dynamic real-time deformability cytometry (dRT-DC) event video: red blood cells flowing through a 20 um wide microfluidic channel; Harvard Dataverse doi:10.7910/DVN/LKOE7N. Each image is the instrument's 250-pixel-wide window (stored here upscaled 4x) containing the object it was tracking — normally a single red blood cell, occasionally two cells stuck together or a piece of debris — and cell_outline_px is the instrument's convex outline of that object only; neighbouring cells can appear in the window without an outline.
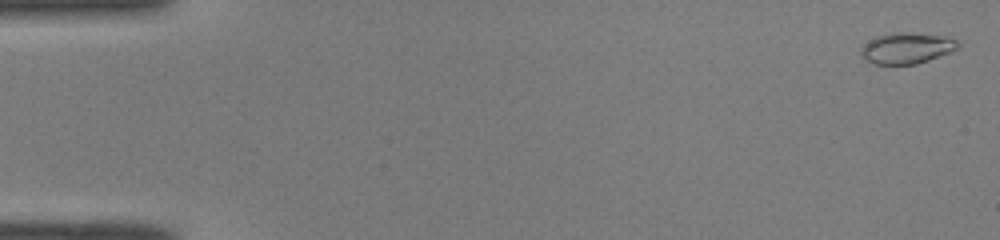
{"species": "common noctule bat (a hibernating species)", "species_latin": "Nyctalus noctula", "temperature_condition": "room temperature", "stored_images_in_passage": 51, "camera_frame_rate_fps": 3000, "um_per_image_px": 0.085, "animal": {"sex": "male", "body_mass_g": 19.0, "forearm_length_mm": 50.8}, "frame": {"image": 1, "passage_image": 2, "time_ms": 0.333, "image_size_px": [1000, 240], "cell_outline_px": [[960, 44], [956, 48], [948, 52], [928, 60], [916, 64], [876, 64], [864, 60], [860, 56], [860, 52], [864, 44], [876, 36], [892, 32], [912, 32], [948, 36], [956, 40]], "centroid_in_image_um": [77.04, 4.07], "position_along_channel_um": 8.0, "area_um2": 17.57}}
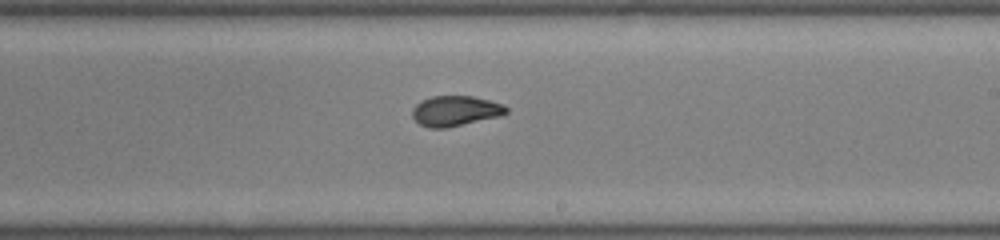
{"frame": {"image": 2, "passage_image": 31, "time_ms": 10.0, "image_size_px": [1000, 240], "cell_outline_px": [[508, 112], [504, 116], [444, 128], [428, 128], [420, 124], [412, 116], [412, 108], [420, 100], [432, 96], [472, 96], [504, 104], [508, 108]], "centroid_in_image_um": [38.73, 9.43], "position_along_channel_um": 250.3, "area_um2": 16.76}}
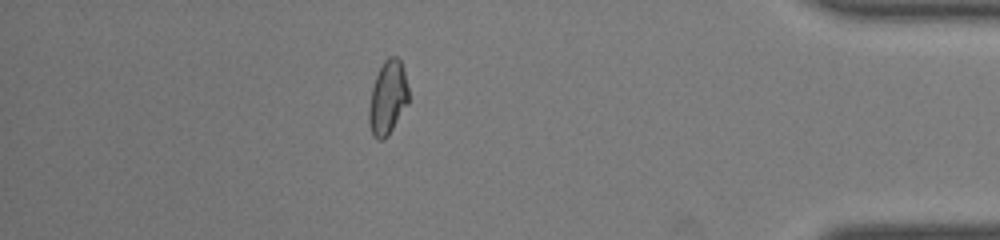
{"frame": {"image": 3, "passage_image": 45, "time_ms": 14.667, "image_size_px": [1000, 240], "cell_outline_px": [[408, 104], [388, 136], [384, 140], [376, 140], [372, 136], [368, 124], [368, 108], [372, 88], [376, 76], [384, 60], [388, 56], [396, 56], [400, 60], [404, 72], [408, 88]], "centroid_in_image_um": [32.94, 8.36], "position_along_channel_um": 402.3, "area_um2": 17.22}, "authors_computed_cell_mechanics": {"area_um2": 16.8198, "velocity_mm_per_s": 4.0898, "shape_relaxation_time_tau1_ms": 10.3459, "shape_relaxation_time_tau2_ms": 0.9133, "deformation_change_tau1": 0.2652, "deformation_change_tau2": 0.0486}}